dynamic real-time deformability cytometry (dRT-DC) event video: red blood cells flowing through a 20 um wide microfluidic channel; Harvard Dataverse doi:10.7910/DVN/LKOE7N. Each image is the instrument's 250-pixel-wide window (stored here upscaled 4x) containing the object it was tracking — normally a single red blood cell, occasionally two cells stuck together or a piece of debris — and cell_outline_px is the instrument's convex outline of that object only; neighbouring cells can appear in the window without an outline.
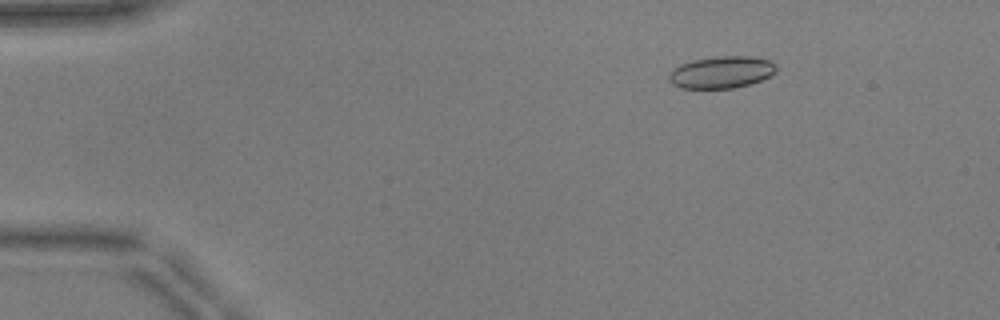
{"species": "common noctule bat (a hibernating species)", "species_latin": "Nyctalus noctula", "temperature_condition": "warm", "stored_images_in_passage": 52, "camera_frame_rate_fps": 3000, "um_per_image_px": 0.085, "animal": {"sex": "male", "body_mass_g": 17.9, "forearm_length_mm": 54.2}, "frame": {"image": 1, "passage_image": 8, "time_ms": 2.333, "image_size_px": [1000, 320], "cell_outline_px": [[776, 72], [760, 80], [748, 84], [732, 88], [680, 88], [672, 84], [668, 80], [668, 76], [680, 64], [692, 60], [724, 56], [748, 56], [772, 60], [776, 64]], "centroid_in_image_um": [61.33, 6.14], "position_along_channel_um": 23.7, "area_um2": 19.83}}
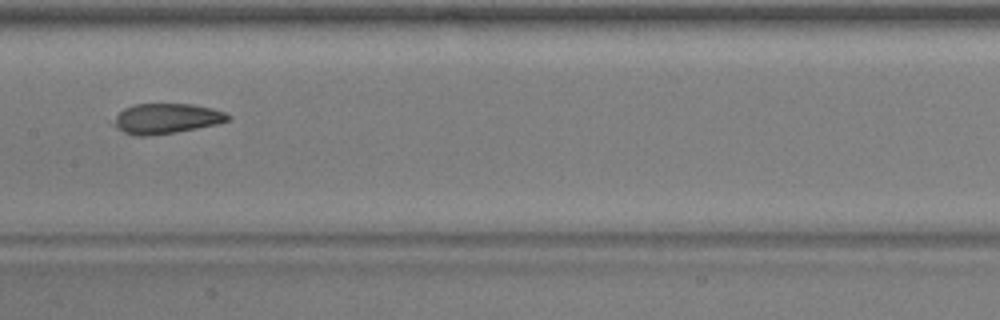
{"frame": {"image": 2, "passage_image": 27, "time_ms": 8.667, "image_size_px": [1000, 320], "cell_outline_px": [[232, 116], [228, 120], [216, 124], [176, 132], [148, 136], [136, 136], [124, 132], [116, 124], [116, 116], [124, 108], [136, 104], [192, 104], [212, 108], [224, 112]], "centroid_in_image_um": [14.18, 10.07], "position_along_channel_um": 193.2, "area_um2": 19.71}}
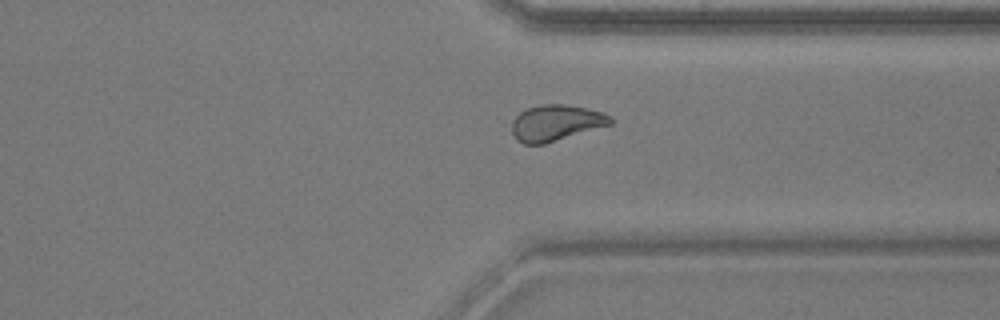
{"frame": {"image": 3, "passage_image": 40, "time_ms": 13.0, "image_size_px": [1000, 320], "cell_outline_px": [[616, 120], [612, 124], [544, 144], [524, 144], [516, 140], [512, 132], [512, 120], [520, 112], [528, 108], [540, 104], [568, 104], [588, 108], [604, 112], [612, 116]], "centroid_in_image_um": [47.29, 10.43], "position_along_channel_um": 364.1, "area_um2": 20.98}}